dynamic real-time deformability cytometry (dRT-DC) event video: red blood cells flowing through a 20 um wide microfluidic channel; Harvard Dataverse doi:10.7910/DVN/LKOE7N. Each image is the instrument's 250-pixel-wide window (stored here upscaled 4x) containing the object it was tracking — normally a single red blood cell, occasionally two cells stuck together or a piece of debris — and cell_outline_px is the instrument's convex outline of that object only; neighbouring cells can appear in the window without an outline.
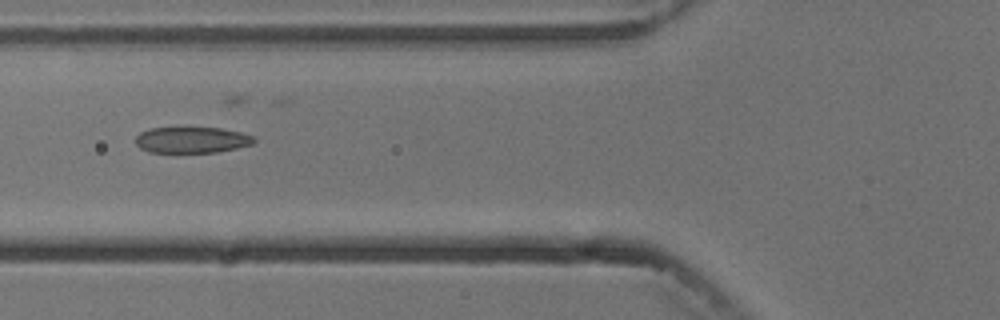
{"species": "common noctule bat (a hibernating species)", "species_latin": "Nyctalus noctula", "temperature_condition": "cold", "stored_images_in_passage": 9, "camera_frame_rate_fps": 3000, "um_per_image_px": 0.085, "animal": {"sex": "male", "body_mass_g": 13.3}, "frame": {"image": 1, "passage_image": 5, "time_ms": 5.333, "image_size_px": [1000, 320], "cell_outline_px": [[256, 140], [252, 144], [236, 148], [216, 152], [148, 152], [140, 148], [136, 144], [136, 136], [140, 132], [148, 128], [220, 128], [240, 132], [256, 136]], "centroid_in_image_um": [16.3, 11.89], "position_along_channel_um": 109.5, "area_um2": 17.98}}
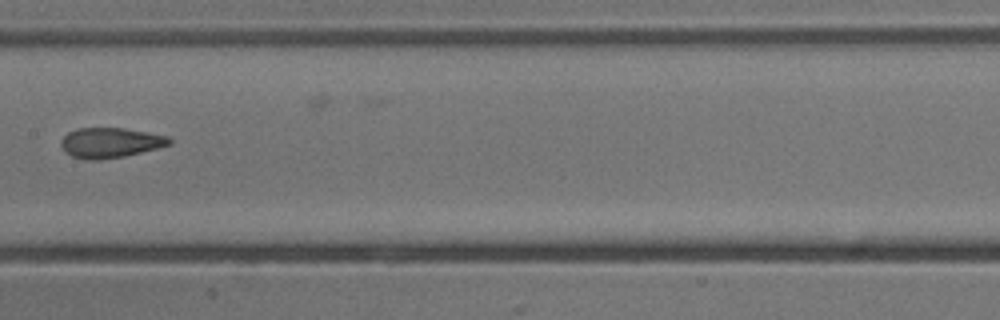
{"frame": {"image": 2, "passage_image": 7, "time_ms": 7.667, "image_size_px": [1000, 320], "cell_outline_px": [[172, 144], [124, 156], [96, 160], [84, 160], [72, 156], [60, 144], [60, 140], [68, 132], [76, 128], [124, 128], [148, 132], [168, 136], [172, 140]], "centroid_in_image_um": [9.38, 12.12], "position_along_channel_um": 198.0, "area_um2": 18.9}}
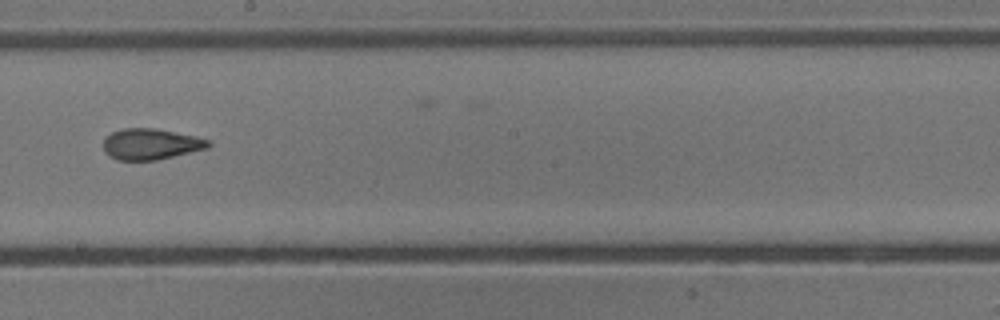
{"frame": {"image": 3, "passage_image": 8, "time_ms": 8.667, "image_size_px": [1000, 320], "cell_outline_px": [[212, 144], [208, 148], [156, 160], [116, 160], [108, 156], [104, 152], [104, 136], [120, 128], [156, 128], [196, 136], [208, 140]], "centroid_in_image_um": [12.78, 12.24], "position_along_channel_um": 235.4, "area_um2": 19.13}}